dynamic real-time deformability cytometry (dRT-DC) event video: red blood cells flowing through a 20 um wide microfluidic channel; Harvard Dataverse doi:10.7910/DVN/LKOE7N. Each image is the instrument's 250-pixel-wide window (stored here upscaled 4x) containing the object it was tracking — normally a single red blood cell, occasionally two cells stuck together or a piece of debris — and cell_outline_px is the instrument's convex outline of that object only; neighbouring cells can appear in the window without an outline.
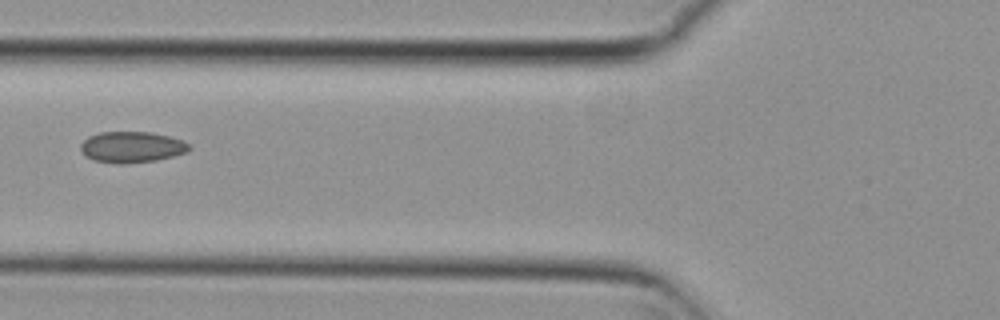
{"species": "common noctule bat (a hibernating species)", "species_latin": "Nyctalus noctula", "temperature_condition": "cold", "stored_images_in_passage": 24, "camera_frame_rate_fps": 3000, "um_per_image_px": 0.085, "animal": {"sex": "female", "body_mass_g": 29.2, "forearm_length_mm": 56.3}, "frame": {"image": 1, "passage_image": 2, "time_ms": 0.333, "image_size_px": [1000, 320], "cell_outline_px": [[192, 148], [188, 152], [156, 160], [124, 164], [116, 164], [92, 160], [80, 148], [80, 144], [88, 136], [100, 132], [152, 132], [184, 140]], "centroid_in_image_um": [11.22, 12.5], "position_along_channel_um": 114.6, "area_um2": 19.71}}
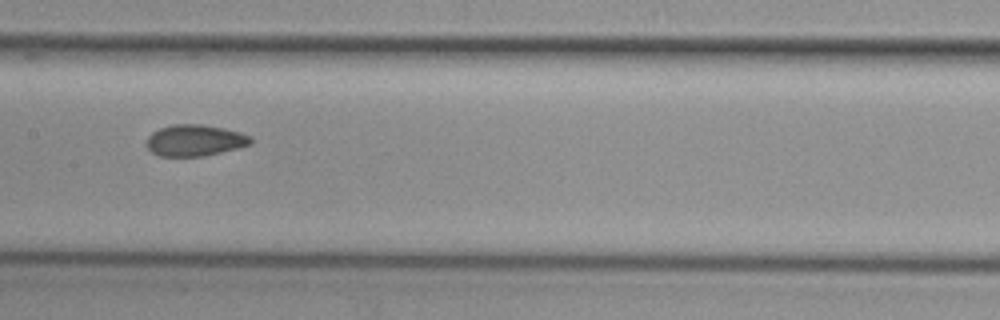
{"frame": {"image": 2, "passage_image": 8, "time_ms": 2.333, "image_size_px": [1000, 320], "cell_outline_px": [[252, 144], [204, 156], [160, 156], [152, 152], [148, 148], [148, 136], [152, 132], [160, 128], [172, 124], [200, 124], [224, 128], [240, 132], [252, 136]], "centroid_in_image_um": [16.58, 11.92], "position_along_channel_um": 190.8, "area_um2": 18.96}}
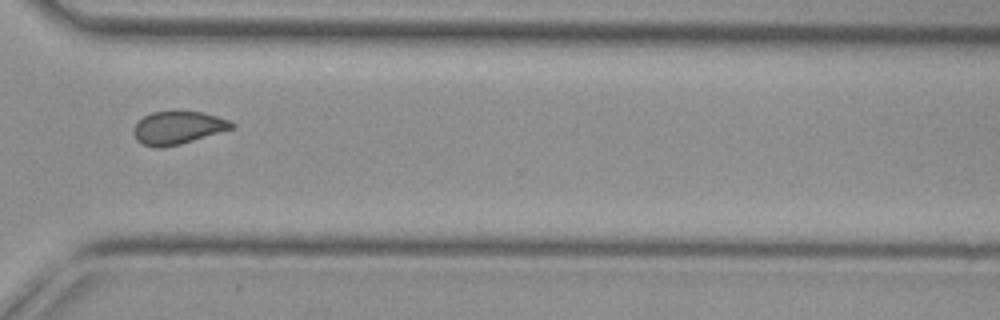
{"frame": {"image": 3, "passage_image": 21, "time_ms": 6.667, "image_size_px": [1000, 320], "cell_outline_px": [[236, 128], [180, 144], [160, 148], [156, 148], [144, 144], [136, 140], [132, 132], [136, 124], [144, 116], [152, 112], [200, 112], [216, 116], [228, 120], [236, 124]], "centroid_in_image_um": [15.14, 10.87], "position_along_channel_um": 355.5, "area_um2": 18.67}}